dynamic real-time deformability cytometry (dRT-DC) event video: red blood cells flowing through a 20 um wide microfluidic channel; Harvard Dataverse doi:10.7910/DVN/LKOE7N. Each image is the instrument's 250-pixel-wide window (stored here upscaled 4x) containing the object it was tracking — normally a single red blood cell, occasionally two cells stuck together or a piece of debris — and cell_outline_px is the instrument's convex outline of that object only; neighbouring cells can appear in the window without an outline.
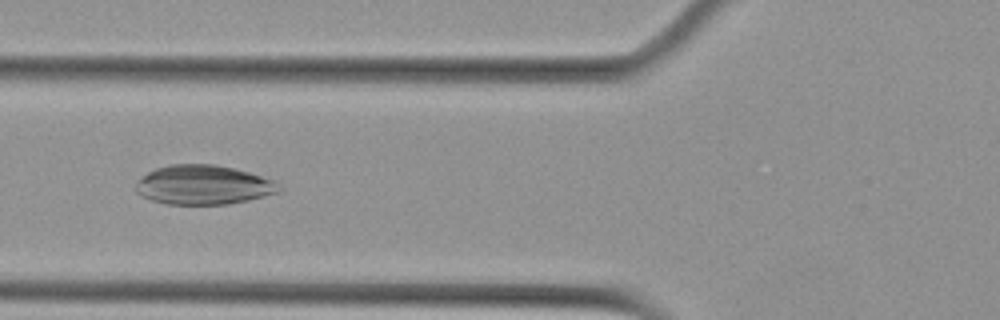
{"species": "Egyptian fruit bat (a non-hibernating species)", "species_latin": "Rousettus aegyptiacus", "temperature_condition": "cold", "stored_images_in_passage": 41, "camera_frame_rate_fps": 3000, "um_per_image_px": 0.085, "animal": {"sex": "female"}, "frame": {"image": 1, "passage_image": 9, "time_ms": 2.667, "image_size_px": [1000, 320], "cell_outline_px": [[284, 188], [280, 192], [248, 200], [228, 204], [168, 204], [152, 200], [140, 196], [136, 192], [136, 184], [148, 172], [156, 168], [168, 164], [216, 164], [248, 172], [276, 180]], "centroid_in_image_um": [17.33, 15.71], "position_along_channel_um": 108.5, "area_um2": 32.95}}
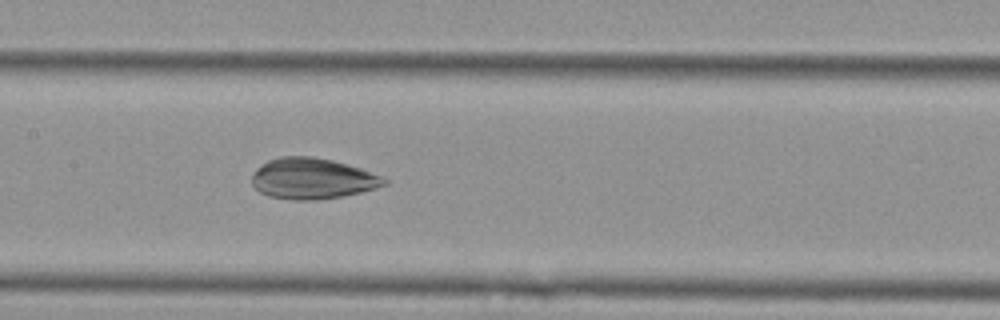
{"frame": {"image": 2, "passage_image": 15, "time_ms": 4.667, "image_size_px": [1000, 320], "cell_outline_px": [[388, 184], [376, 188], [344, 196], [316, 200], [292, 200], [268, 196], [260, 192], [252, 184], [252, 176], [256, 168], [268, 160], [280, 156], [312, 156], [332, 160], [360, 168], [384, 176], [388, 180]], "centroid_in_image_um": [26.56, 15.18], "position_along_channel_um": 180.8, "area_um2": 31.73}}
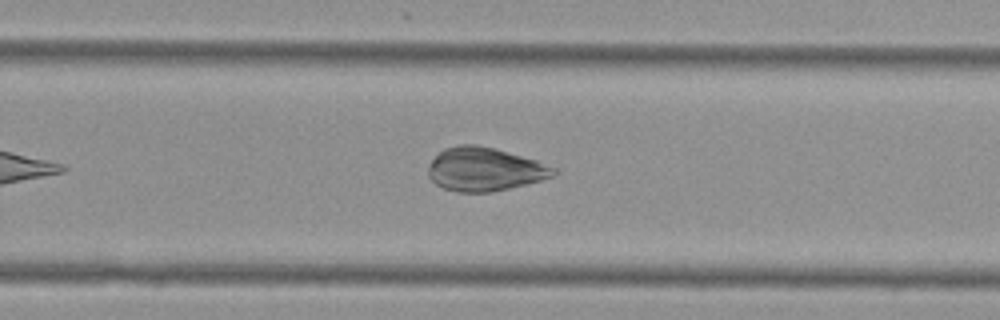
{"frame": {"image": 3, "passage_image": 24, "time_ms": 7.667, "image_size_px": [1000, 320], "cell_outline_px": [[556, 172], [552, 176], [540, 180], [492, 192], [456, 192], [444, 188], [436, 184], [428, 176], [428, 168], [432, 160], [444, 148], [456, 144], [476, 144], [496, 148], [536, 160], [556, 168]], "centroid_in_image_um": [41.17, 14.37], "position_along_channel_um": 288.6, "area_um2": 31.67}}